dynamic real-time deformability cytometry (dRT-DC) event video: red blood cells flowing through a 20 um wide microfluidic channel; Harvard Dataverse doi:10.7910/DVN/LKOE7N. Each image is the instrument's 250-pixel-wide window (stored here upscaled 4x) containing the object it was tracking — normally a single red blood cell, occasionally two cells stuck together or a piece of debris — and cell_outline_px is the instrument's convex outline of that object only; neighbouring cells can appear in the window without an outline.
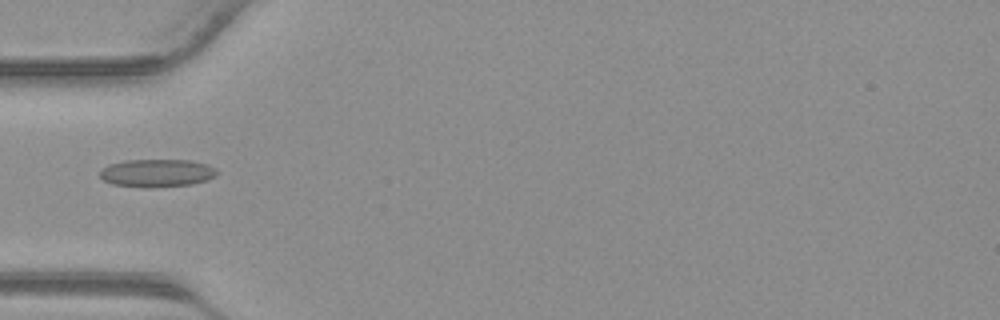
{"species": "common noctule bat (a hibernating species)", "species_latin": "Nyctalus noctula", "temperature_condition": "warm", "stored_images_in_passage": 41, "camera_frame_rate_fps": 3000, "um_per_image_px": 0.085, "animal": {"sex": "male", "body_mass_g": 23.1, "forearm_length_mm": 52.7}, "frame": {"image": 1, "passage_image": 13, "time_ms": 4.0, "image_size_px": [1000, 320], "cell_outline_px": [[220, 172], [216, 176], [208, 180], [192, 184], [144, 188], [112, 184], [104, 180], [100, 176], [100, 172], [108, 164], [124, 160], [188, 160], [208, 164], [216, 168]], "centroid_in_image_um": [13.37, 14.71], "position_along_channel_um": 71.6, "area_um2": 19.19}}
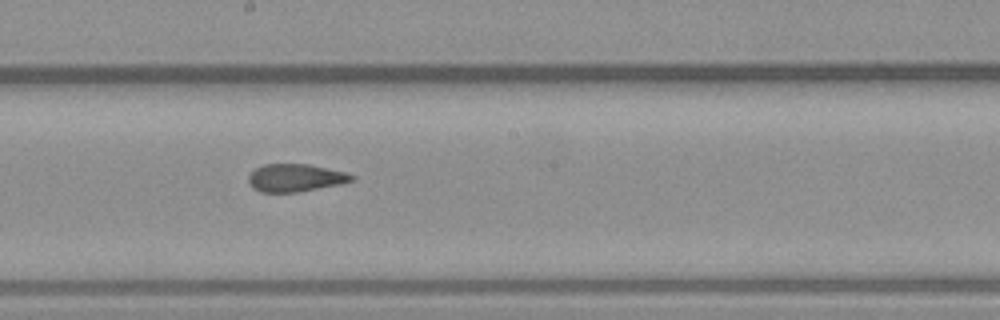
{"frame": {"image": 2, "passage_image": 22, "time_ms": 7.0, "image_size_px": [1000, 320], "cell_outline_px": [[356, 180], [340, 184], [296, 192], [260, 192], [252, 188], [248, 180], [248, 176], [256, 168], [264, 164], [308, 164], [348, 172], [356, 176]], "centroid_in_image_um": [25.14, 15.11], "position_along_channel_um": 223.1, "area_um2": 16.76}}
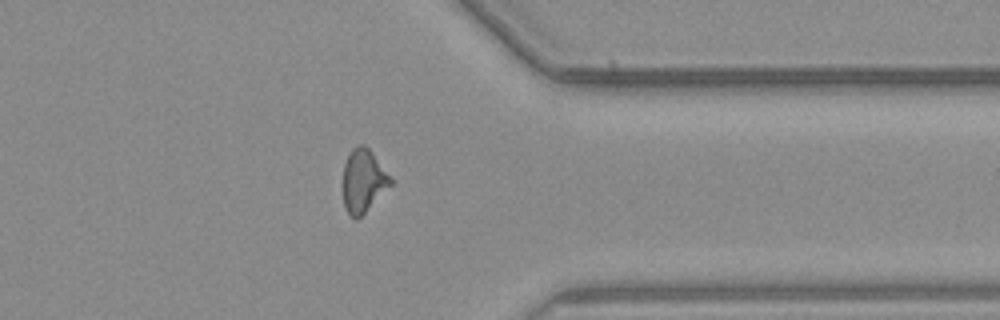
{"frame": {"image": 3, "passage_image": 32, "time_ms": 10.333, "image_size_px": [1000, 320], "cell_outline_px": [[392, 184], [356, 220], [344, 208], [344, 164], [352, 148], [356, 144], [364, 144], [372, 152], [392, 176]], "centroid_in_image_um": [30.9, 15.32], "position_along_channel_um": 380.5, "area_um2": 17.28}}